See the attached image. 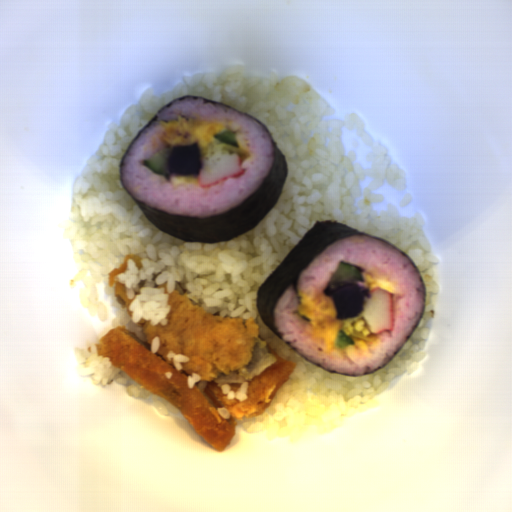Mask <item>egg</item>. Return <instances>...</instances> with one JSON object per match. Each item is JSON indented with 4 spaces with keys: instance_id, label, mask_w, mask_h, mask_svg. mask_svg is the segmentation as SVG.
Segmentation results:
<instances>
[{
    "instance_id": "egg-1",
    "label": "egg",
    "mask_w": 512,
    "mask_h": 512,
    "mask_svg": "<svg viewBox=\"0 0 512 512\" xmlns=\"http://www.w3.org/2000/svg\"><path fill=\"white\" fill-rule=\"evenodd\" d=\"M300 305L296 309L300 316L307 317L311 325L312 338H322L325 345V354H329L338 345L335 344L340 330L351 338L353 331L362 332L363 336L370 334L367 322L360 312L356 317L346 320H338V308L336 307L332 295H321L319 302L304 291L298 290Z\"/></svg>"
},
{
    "instance_id": "egg-2",
    "label": "egg",
    "mask_w": 512,
    "mask_h": 512,
    "mask_svg": "<svg viewBox=\"0 0 512 512\" xmlns=\"http://www.w3.org/2000/svg\"><path fill=\"white\" fill-rule=\"evenodd\" d=\"M197 119L177 115V120L165 121L159 123L164 127L160 139L169 146L188 147L197 143L201 150V156L205 155L208 146L217 138L216 134L222 133L224 123L219 120L207 121L201 119L198 113H193Z\"/></svg>"
},
{
    "instance_id": "egg-3",
    "label": "egg",
    "mask_w": 512,
    "mask_h": 512,
    "mask_svg": "<svg viewBox=\"0 0 512 512\" xmlns=\"http://www.w3.org/2000/svg\"><path fill=\"white\" fill-rule=\"evenodd\" d=\"M364 281L356 280V285L364 288H368L370 295L371 291L375 288H380L381 290H386L389 293H392L398 285V281L390 280L386 276L380 275H371L366 271L361 272Z\"/></svg>"
},
{
    "instance_id": "egg-4",
    "label": "egg",
    "mask_w": 512,
    "mask_h": 512,
    "mask_svg": "<svg viewBox=\"0 0 512 512\" xmlns=\"http://www.w3.org/2000/svg\"><path fill=\"white\" fill-rule=\"evenodd\" d=\"M181 184H197L199 185V178L194 177L192 174L189 175H175L170 174L169 176V185L174 187L175 189Z\"/></svg>"
}]
</instances>
